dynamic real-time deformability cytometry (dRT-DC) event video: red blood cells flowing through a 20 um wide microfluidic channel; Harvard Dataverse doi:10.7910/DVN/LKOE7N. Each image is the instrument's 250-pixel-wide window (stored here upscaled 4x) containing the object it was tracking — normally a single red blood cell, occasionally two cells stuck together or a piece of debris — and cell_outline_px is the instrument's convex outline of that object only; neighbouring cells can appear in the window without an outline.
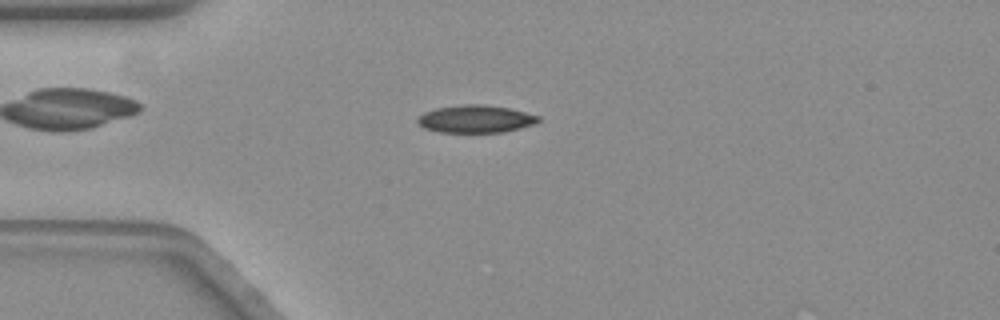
{"species": "common noctule bat (a hibernating species)", "species_latin": "Nyctalus noctula", "temperature_condition": "warm", "stored_images_in_passage": 57, "camera_frame_rate_fps": 3000, "um_per_image_px": 0.085, "animal": {"sex": "female", "body_mass_g": 19.3, "forearm_length_mm": 54.1}, "frame": {"image": 1, "passage_image": 14, "time_ms": 4.333, "image_size_px": [1000, 320], "cell_outline_px": [[540, 120], [536, 124], [504, 132], [440, 132], [424, 128], [416, 124], [416, 116], [424, 112], [436, 108], [464, 104], [484, 104], [508, 108], [540, 116]], "centroid_in_image_um": [40.39, 10.11], "position_along_channel_um": 44.6, "area_um2": 19.59}}
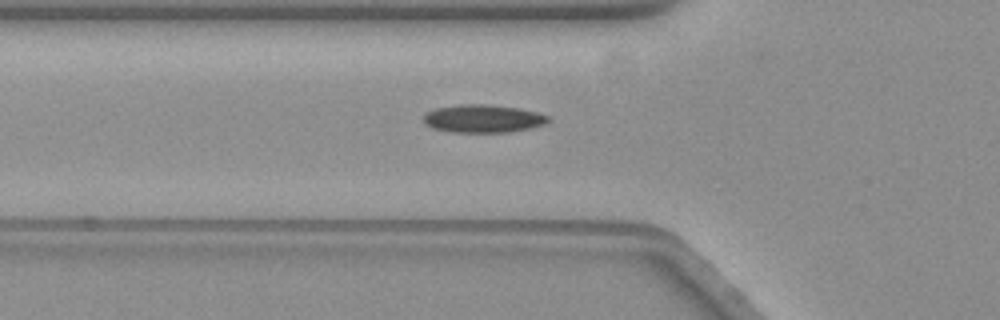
{"frame": {"image": 2, "passage_image": 19, "time_ms": 6.0, "image_size_px": [1000, 320], "cell_outline_px": [[552, 120], [548, 124], [532, 128], [508, 132], [452, 132], [432, 128], [424, 124], [424, 116], [428, 112], [436, 108], [460, 104], [484, 104], [520, 108], [536, 112], [548, 116]], "centroid_in_image_um": [41.11, 10.09], "position_along_channel_um": 84.7, "area_um2": 20.46}}
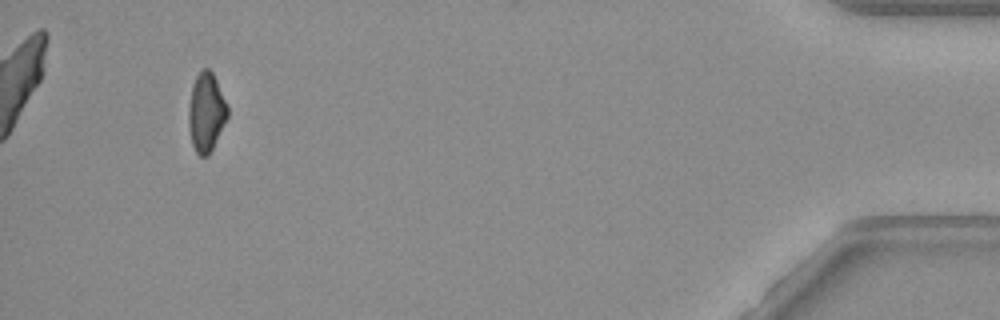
{"frame": {"image": 3, "passage_image": 54, "time_ms": 17.667, "image_size_px": [1000, 320], "cell_outline_px": [[228, 116], [208, 156], [200, 156], [196, 152], [192, 144], [188, 128], [188, 108], [192, 84], [196, 76], [204, 68], [208, 68], [212, 72], [216, 80], [228, 108]], "centroid_in_image_um": [17.5, 9.55], "position_along_channel_um": 417.7, "area_um2": 17.74}, "authors_computed_cell_mechanics": {"area_um2": 18.9584, "velocity_mm_per_s": 3.5175, "shape_relaxation_time_tau1_ms": null, "shape_relaxation_time_tau2_ms": 8.7187, "deformation_change_tau1": null, "deformation_change_tau2": 0.142}}